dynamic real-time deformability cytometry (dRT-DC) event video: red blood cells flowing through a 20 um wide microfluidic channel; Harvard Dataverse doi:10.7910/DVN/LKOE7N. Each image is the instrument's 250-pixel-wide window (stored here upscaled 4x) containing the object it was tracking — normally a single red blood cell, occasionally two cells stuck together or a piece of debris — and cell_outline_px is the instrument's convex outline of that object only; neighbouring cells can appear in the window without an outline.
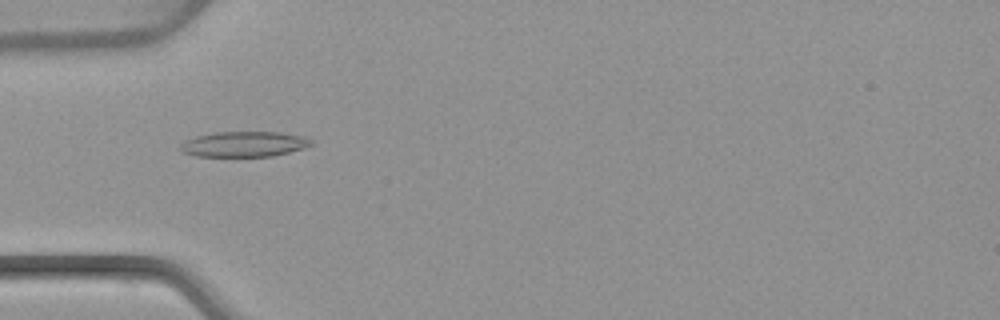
{"species": "common noctule bat (a hibernating species)", "species_latin": "Nyctalus noctula", "temperature_condition": "warm", "stored_images_in_passage": 5, "camera_frame_rate_fps": 3000, "um_per_image_px": 0.085, "animal": {"sex": "female", "body_mass_g": 22.7, "forearm_length_mm": 54.2}, "frame": {"image": 1, "passage_image": 5, "time_ms": 5.333, "image_size_px": [1000, 320], "cell_outline_px": [[312, 144], [304, 148], [272, 156], [196, 156], [184, 152], [180, 148], [180, 144], [184, 140], [196, 136], [216, 132], [280, 132], [304, 136], [312, 140]], "centroid_in_image_um": [20.75, 12.24], "position_along_channel_um": 64.3, "area_um2": 19.25}}